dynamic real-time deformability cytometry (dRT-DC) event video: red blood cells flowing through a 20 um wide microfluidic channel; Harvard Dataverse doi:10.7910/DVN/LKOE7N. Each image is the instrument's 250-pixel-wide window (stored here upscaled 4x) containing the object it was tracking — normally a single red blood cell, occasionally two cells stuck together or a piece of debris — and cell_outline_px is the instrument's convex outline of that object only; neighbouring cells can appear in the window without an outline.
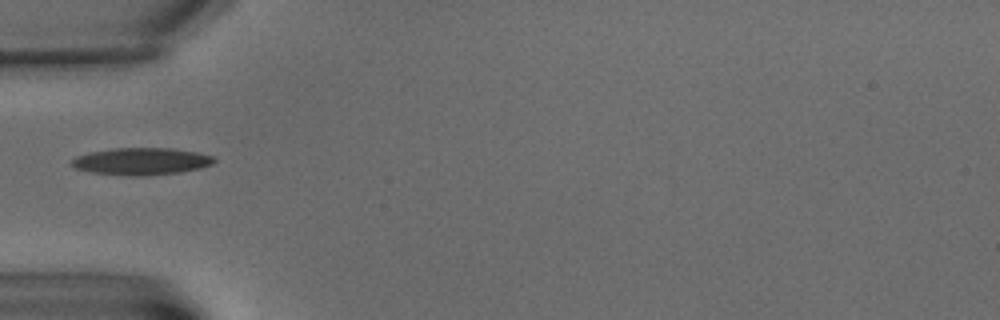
{"species": "common noctule bat (a hibernating species)", "species_latin": "Nyctalus noctula", "temperature_condition": "warm", "stored_images_in_passage": 7, "camera_frame_rate_fps": 3000, "um_per_image_px": 0.085, "animal": {"sex": "male", "body_mass_g": 15.6}, "frame": {"image": 1, "passage_image": 6, "time_ms": 7.0, "image_size_px": [1000, 320], "cell_outline_px": [[216, 160], [212, 164], [200, 168], [180, 172], [144, 176], [132, 176], [92, 172], [76, 168], [68, 164], [76, 156], [88, 152], [116, 148], [172, 148], [200, 152], [212, 156]], "centroid_in_image_um": [12.02, 13.71], "position_along_channel_um": 73.0, "area_um2": 22.6}}